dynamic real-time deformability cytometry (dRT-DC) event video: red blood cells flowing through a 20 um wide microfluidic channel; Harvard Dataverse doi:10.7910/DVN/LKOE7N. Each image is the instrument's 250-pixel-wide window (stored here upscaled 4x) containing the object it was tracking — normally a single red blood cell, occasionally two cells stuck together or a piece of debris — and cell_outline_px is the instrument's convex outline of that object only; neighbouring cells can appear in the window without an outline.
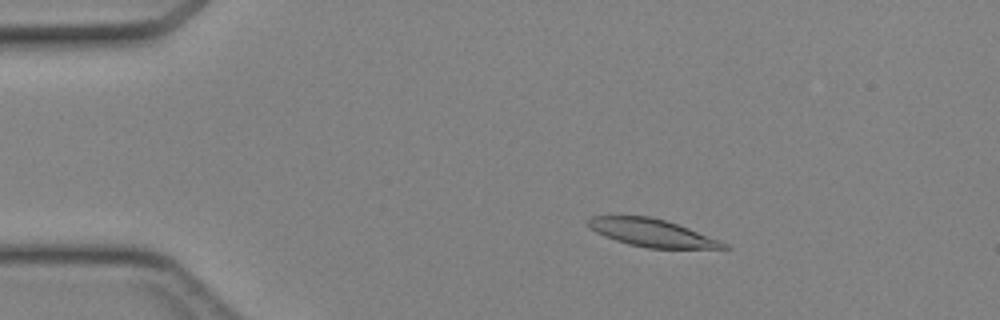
{"species": "Egyptian fruit bat (a non-hibernating species)", "species_latin": "Rousettus aegyptiacus", "temperature_condition": "cold", "stored_images_in_passage": 40, "camera_frame_rate_fps": 3000, "um_per_image_px": 0.085, "animal": {"sex": "female"}, "frame": {"image": 1, "passage_image": 3, "time_ms": 0.667, "image_size_px": [1000, 320], "cell_outline_px": [[732, 248], [648, 248], [628, 244], [616, 240], [596, 232], [588, 228], [584, 220], [592, 216], [648, 216], [664, 220], [688, 228], [720, 240], [728, 244]], "centroid_in_image_um": [55.37, 19.78], "position_along_channel_um": 29.6, "area_um2": 21.68}}
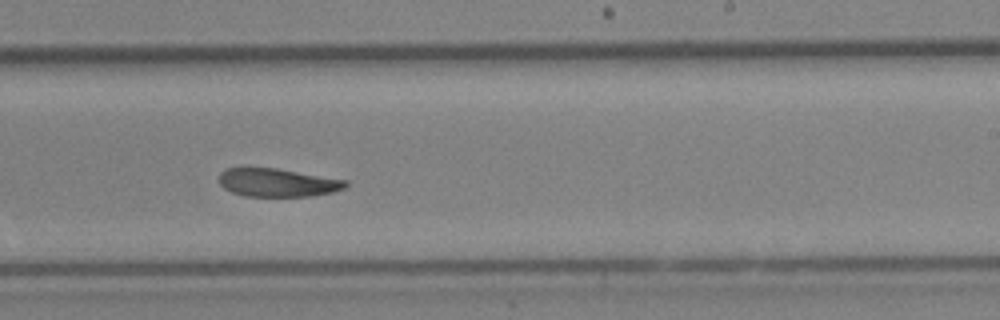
{"frame": {"image": 2, "passage_image": 23, "time_ms": 7.333, "image_size_px": [1000, 320], "cell_outline_px": [[348, 184], [344, 188], [332, 192], [312, 196], [244, 196], [232, 192], [224, 188], [220, 184], [220, 172], [224, 168], [276, 168], [348, 180]], "centroid_in_image_um": [23.59, 15.52], "position_along_channel_um": 265.4, "area_um2": 20.81}}
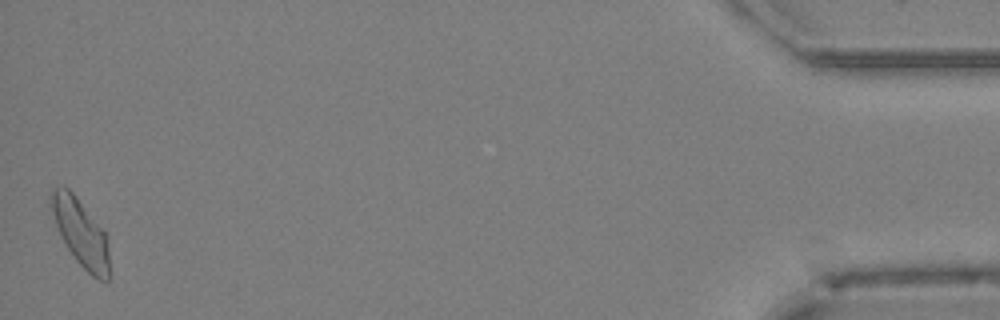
{"frame": {"image": 3, "passage_image": 40, "time_ms": 13.0, "image_size_px": [1000, 320], "cell_outline_px": [[108, 284], [92, 276], [76, 260], [64, 244], [56, 224], [48, 200], [48, 192], [52, 188], [64, 184], [76, 196], [104, 232], [108, 248]], "centroid_in_image_um": [6.8, 19.73], "position_along_channel_um": 428.4, "area_um2": 22.66}}